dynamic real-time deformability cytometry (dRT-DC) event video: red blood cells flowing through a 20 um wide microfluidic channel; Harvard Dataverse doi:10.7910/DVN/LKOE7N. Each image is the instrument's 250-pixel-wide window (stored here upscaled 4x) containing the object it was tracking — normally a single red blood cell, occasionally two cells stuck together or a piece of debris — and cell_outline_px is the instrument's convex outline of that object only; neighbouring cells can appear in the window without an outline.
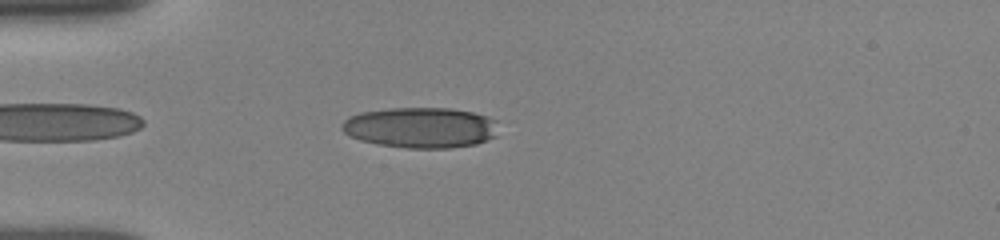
{"species": "human", "species_latin": "Homo sapiens", "temperature_condition": "room temperature", "stored_images_in_passage": 7, "camera_frame_rate_fps": 3000, "um_per_image_px": 0.085, "donor": {"sex": "female"}, "frame": {"image": 1, "passage_image": 6, "time_ms": 3.667, "image_size_px": [1000, 240], "cell_outline_px": [[496, 136], [488, 140], [476, 144], [452, 148], [408, 148], [376, 144], [360, 140], [348, 136], [340, 128], [344, 120], [348, 116], [360, 112], [388, 108], [452, 108], [472, 112], [488, 116], [496, 120]], "centroid_in_image_um": [35.73, 10.84], "position_along_channel_um": 49.3, "area_um2": 37.45}}